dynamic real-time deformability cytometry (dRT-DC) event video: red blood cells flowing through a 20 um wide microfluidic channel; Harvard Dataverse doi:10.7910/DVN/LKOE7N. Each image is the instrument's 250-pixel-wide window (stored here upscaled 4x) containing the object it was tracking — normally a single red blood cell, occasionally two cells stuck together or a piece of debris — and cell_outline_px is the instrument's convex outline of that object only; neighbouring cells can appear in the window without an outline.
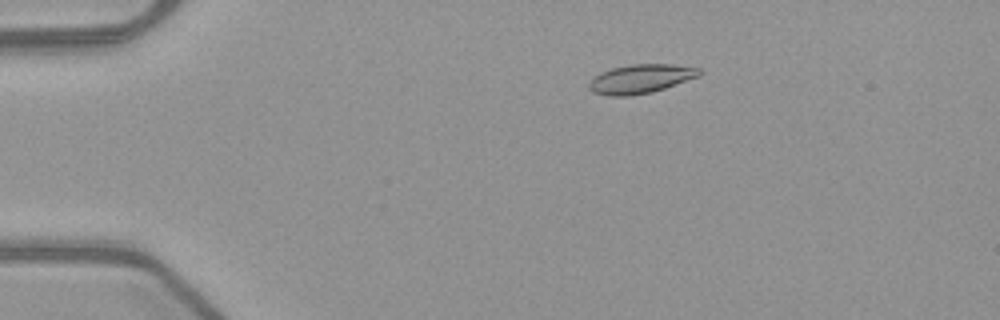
{"species": "common noctule bat (a hibernating species)", "species_latin": "Nyctalus noctula", "temperature_condition": "warm", "stored_images_in_passage": 43, "camera_frame_rate_fps": 3000, "um_per_image_px": 0.085, "animal": {"sex": "female", "body_mass_g": 21.9}, "frame": {"image": 1, "passage_image": 1, "time_ms": 0.0, "image_size_px": [1000, 320], "cell_outline_px": [[700, 76], [652, 92], [628, 96], [608, 96], [592, 92], [588, 88], [588, 84], [600, 72], [612, 68], [632, 64], [672, 64], [700, 68]], "centroid_in_image_um": [54.44, 6.7], "position_along_channel_um": 30.6, "area_um2": 18.55}}
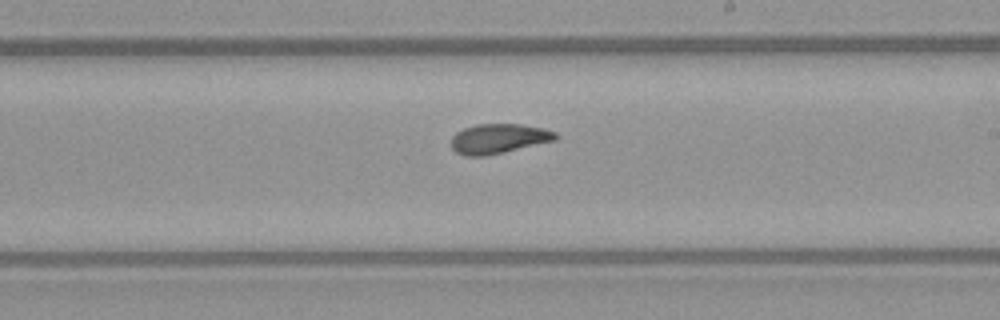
{"frame": {"image": 2, "passage_image": 22, "time_ms": 7.0, "image_size_px": [1000, 320], "cell_outline_px": [[560, 136], [556, 140], [488, 156], [464, 156], [456, 152], [452, 148], [452, 136], [456, 132], [464, 128], [476, 124], [520, 124], [544, 128], [556, 132]], "centroid_in_image_um": [42.4, 11.79], "position_along_channel_um": 246.6, "area_um2": 18.26}}
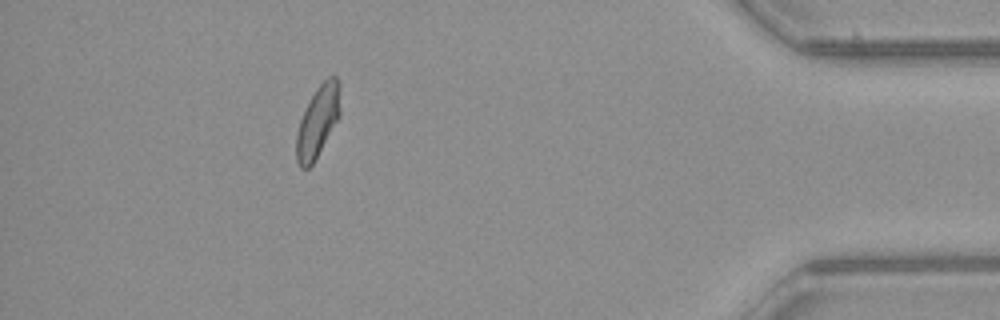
{"frame": {"image": 3, "passage_image": 38, "time_ms": 12.333, "image_size_px": [1000, 320], "cell_outline_px": [[340, 116], [312, 164], [308, 168], [300, 168], [296, 160], [296, 132], [300, 120], [316, 88], [328, 76], [336, 76], [340, 84]], "centroid_in_image_um": [27.02, 10.31], "position_along_channel_um": 408.2, "area_um2": 18.09}, "authors_computed_cell_mechanics": {"area_um2": 18.3804, "velocity_mm_per_s": 3.9808, "shape_relaxation_time_tau1_ms": 4.5794, "shape_relaxation_time_tau2_ms": 2.2817, "deformation_change_tau1": 0.1432, "deformation_change_tau2": 0.0814}}